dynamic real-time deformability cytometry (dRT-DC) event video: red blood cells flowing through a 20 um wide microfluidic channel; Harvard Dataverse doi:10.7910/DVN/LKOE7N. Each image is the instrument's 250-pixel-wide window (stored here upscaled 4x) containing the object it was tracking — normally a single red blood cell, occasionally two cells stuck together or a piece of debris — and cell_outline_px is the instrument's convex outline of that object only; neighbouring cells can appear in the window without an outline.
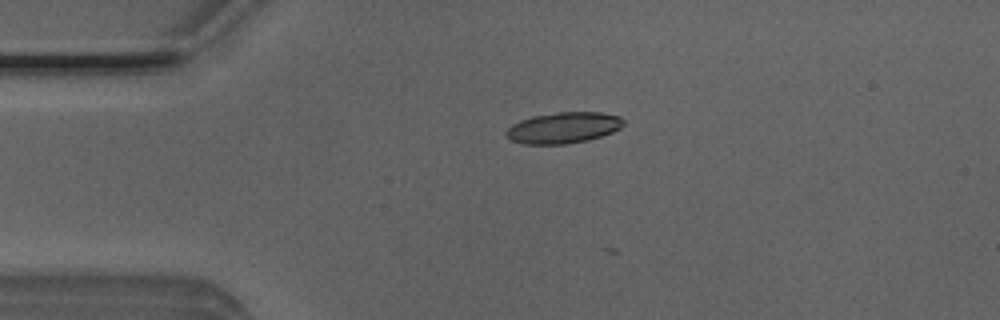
{"species": "Egyptian fruit bat (a non-hibernating species)", "species_latin": "Rousettus aegyptiacus", "temperature_condition": "room temperature", "stored_images_in_passage": 5, "camera_frame_rate_fps": 3000, "um_per_image_px": 0.085, "animal": {"sex": "male"}, "frame": {"image": 1, "passage_image": 4, "time_ms": 1.0, "image_size_px": [1000, 320], "cell_outline_px": [[624, 124], [620, 128], [612, 132], [588, 140], [564, 144], [524, 144], [512, 140], [504, 136], [504, 132], [512, 124], [520, 120], [532, 116], [556, 112], [600, 112], [620, 116], [624, 120]], "centroid_in_image_um": [47.87, 10.85], "position_along_channel_um": 37.1, "area_um2": 21.33}}